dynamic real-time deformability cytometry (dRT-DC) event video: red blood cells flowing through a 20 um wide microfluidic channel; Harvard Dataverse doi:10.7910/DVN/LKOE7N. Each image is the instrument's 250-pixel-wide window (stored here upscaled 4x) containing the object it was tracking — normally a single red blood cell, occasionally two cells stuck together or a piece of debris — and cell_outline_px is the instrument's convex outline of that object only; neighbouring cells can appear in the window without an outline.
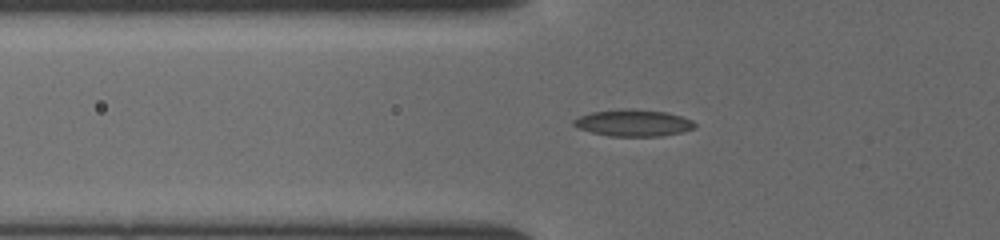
{"species": "common noctule bat (a hibernating species)", "species_latin": "Nyctalus noctula", "temperature_condition": "cold", "stored_images_in_passage": 5, "camera_frame_rate_fps": 3000, "um_per_image_px": 0.085, "animal": {"sex": "female", "body_mass_g": 19.5, "forearm_length_mm": 54.1}, "frame": {"image": 1, "passage_image": 2, "time_ms": 0.333, "image_size_px": [1000, 240], "cell_outline_px": [[696, 124], [692, 128], [680, 132], [660, 136], [608, 136], [592, 132], [580, 128], [572, 124], [572, 120], [580, 116], [592, 112], [624, 108], [632, 108], [664, 112], [680, 116], [692, 120]], "centroid_in_image_um": [53.8, 10.44], "position_along_channel_um": 72.0, "area_um2": 18.67}}